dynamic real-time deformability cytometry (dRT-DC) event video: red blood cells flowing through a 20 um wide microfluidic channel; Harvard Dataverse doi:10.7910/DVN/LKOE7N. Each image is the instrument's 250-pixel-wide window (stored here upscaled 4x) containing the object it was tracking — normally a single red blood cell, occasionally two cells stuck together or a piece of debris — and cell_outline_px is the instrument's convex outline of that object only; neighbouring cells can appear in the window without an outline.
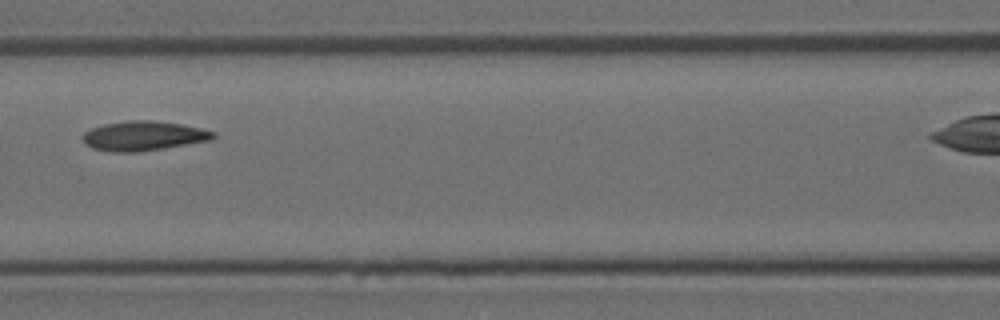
{"species": "Egyptian fruit bat (a non-hibernating species)", "species_latin": "Rousettus aegyptiacus", "temperature_condition": "room temperature", "stored_images_in_passage": 5, "segment_of_instrument_passage": [1, 2], "camera_frame_rate_fps": 3000, "um_per_image_px": 0.085, "animal": {"sex": "female"}, "frame": {"image": 1, "passage_image": 3, "time_ms": 2.333, "image_size_px": [1000, 320], "cell_outline_px": [[216, 136], [212, 140], [164, 148], [136, 152], [112, 152], [92, 148], [84, 144], [80, 136], [84, 132], [92, 128], [104, 124], [128, 120], [152, 120], [180, 124], [200, 128], [216, 132]], "centroid_in_image_um": [12.17, 11.55], "position_along_channel_um": 154.4, "area_um2": 22.6}}
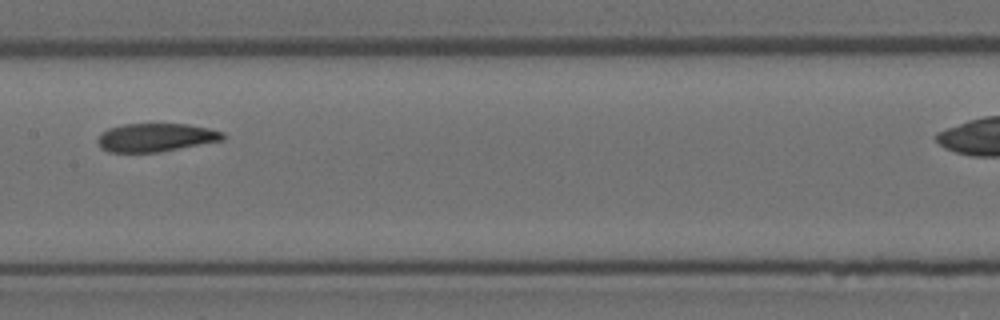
{"frame": {"image": 2, "passage_image": 4, "time_ms": 3.333, "image_size_px": [1000, 320], "cell_outline_px": [[224, 140], [160, 152], [108, 152], [100, 148], [96, 140], [108, 128], [124, 124], [188, 124], [208, 128], [224, 132]], "centroid_in_image_um": [13.24, 11.69], "position_along_channel_um": 194.2, "area_um2": 20.69}}